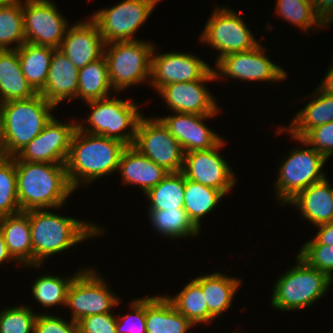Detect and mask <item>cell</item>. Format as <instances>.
<instances>
[{
  "label": "cell",
  "instance_id": "cell-1",
  "mask_svg": "<svg viewBox=\"0 0 333 333\" xmlns=\"http://www.w3.org/2000/svg\"><path fill=\"white\" fill-rule=\"evenodd\" d=\"M16 186L21 211L59 209L74 193L65 164L15 159Z\"/></svg>",
  "mask_w": 333,
  "mask_h": 333
},
{
  "label": "cell",
  "instance_id": "cell-2",
  "mask_svg": "<svg viewBox=\"0 0 333 333\" xmlns=\"http://www.w3.org/2000/svg\"><path fill=\"white\" fill-rule=\"evenodd\" d=\"M29 210L32 241V266L57 253L72 248L85 239L104 234L103 227L78 218L61 216L47 209Z\"/></svg>",
  "mask_w": 333,
  "mask_h": 333
},
{
  "label": "cell",
  "instance_id": "cell-3",
  "mask_svg": "<svg viewBox=\"0 0 333 333\" xmlns=\"http://www.w3.org/2000/svg\"><path fill=\"white\" fill-rule=\"evenodd\" d=\"M127 147L119 140L75 129L66 160V171L72 188L90 184L100 177L118 171L122 152Z\"/></svg>",
  "mask_w": 333,
  "mask_h": 333
},
{
  "label": "cell",
  "instance_id": "cell-4",
  "mask_svg": "<svg viewBox=\"0 0 333 333\" xmlns=\"http://www.w3.org/2000/svg\"><path fill=\"white\" fill-rule=\"evenodd\" d=\"M55 107L39 93L29 99L2 103L0 127L2 155L16 156L54 117L51 111Z\"/></svg>",
  "mask_w": 333,
  "mask_h": 333
},
{
  "label": "cell",
  "instance_id": "cell-5",
  "mask_svg": "<svg viewBox=\"0 0 333 333\" xmlns=\"http://www.w3.org/2000/svg\"><path fill=\"white\" fill-rule=\"evenodd\" d=\"M295 266L288 268L273 285L271 305L278 310L295 311L308 308L330 288V277L310 267L296 256Z\"/></svg>",
  "mask_w": 333,
  "mask_h": 333
},
{
  "label": "cell",
  "instance_id": "cell-6",
  "mask_svg": "<svg viewBox=\"0 0 333 333\" xmlns=\"http://www.w3.org/2000/svg\"><path fill=\"white\" fill-rule=\"evenodd\" d=\"M115 97L87 101L86 105L91 111L89 117L85 119L88 123L85 125L84 120L77 122L76 128L82 132L116 139L131 146L138 123L145 115L140 113L139 106L131 99L123 100ZM127 129L130 130L127 132Z\"/></svg>",
  "mask_w": 333,
  "mask_h": 333
},
{
  "label": "cell",
  "instance_id": "cell-7",
  "mask_svg": "<svg viewBox=\"0 0 333 333\" xmlns=\"http://www.w3.org/2000/svg\"><path fill=\"white\" fill-rule=\"evenodd\" d=\"M155 45L151 41H115L105 43L104 56L112 92L145 82H150L151 56Z\"/></svg>",
  "mask_w": 333,
  "mask_h": 333
},
{
  "label": "cell",
  "instance_id": "cell-8",
  "mask_svg": "<svg viewBox=\"0 0 333 333\" xmlns=\"http://www.w3.org/2000/svg\"><path fill=\"white\" fill-rule=\"evenodd\" d=\"M327 159L313 147L290 151L278 169L275 181L276 199L286 205L303 189L325 178L322 171Z\"/></svg>",
  "mask_w": 333,
  "mask_h": 333
},
{
  "label": "cell",
  "instance_id": "cell-9",
  "mask_svg": "<svg viewBox=\"0 0 333 333\" xmlns=\"http://www.w3.org/2000/svg\"><path fill=\"white\" fill-rule=\"evenodd\" d=\"M246 25L242 16L228 7L219 6L211 12L200 42L220 52L215 64L224 56L251 50L259 44Z\"/></svg>",
  "mask_w": 333,
  "mask_h": 333
},
{
  "label": "cell",
  "instance_id": "cell-10",
  "mask_svg": "<svg viewBox=\"0 0 333 333\" xmlns=\"http://www.w3.org/2000/svg\"><path fill=\"white\" fill-rule=\"evenodd\" d=\"M97 273L92 268H82L71 282L65 306L72 310V321L78 323L90 315L109 313L119 305L120 298Z\"/></svg>",
  "mask_w": 333,
  "mask_h": 333
},
{
  "label": "cell",
  "instance_id": "cell-11",
  "mask_svg": "<svg viewBox=\"0 0 333 333\" xmlns=\"http://www.w3.org/2000/svg\"><path fill=\"white\" fill-rule=\"evenodd\" d=\"M162 0H123L117 5L95 11L96 23L105 43L135 41V32L146 22Z\"/></svg>",
  "mask_w": 333,
  "mask_h": 333
},
{
  "label": "cell",
  "instance_id": "cell-12",
  "mask_svg": "<svg viewBox=\"0 0 333 333\" xmlns=\"http://www.w3.org/2000/svg\"><path fill=\"white\" fill-rule=\"evenodd\" d=\"M132 146L169 173L182 171L185 153L158 117H141Z\"/></svg>",
  "mask_w": 333,
  "mask_h": 333
},
{
  "label": "cell",
  "instance_id": "cell-13",
  "mask_svg": "<svg viewBox=\"0 0 333 333\" xmlns=\"http://www.w3.org/2000/svg\"><path fill=\"white\" fill-rule=\"evenodd\" d=\"M22 12L27 43L59 49L69 27L52 0H24Z\"/></svg>",
  "mask_w": 333,
  "mask_h": 333
},
{
  "label": "cell",
  "instance_id": "cell-14",
  "mask_svg": "<svg viewBox=\"0 0 333 333\" xmlns=\"http://www.w3.org/2000/svg\"><path fill=\"white\" fill-rule=\"evenodd\" d=\"M264 51L259 43L251 50L222 57L214 68L216 79H222L221 74L240 81L277 82L286 79V71L271 61Z\"/></svg>",
  "mask_w": 333,
  "mask_h": 333
},
{
  "label": "cell",
  "instance_id": "cell-15",
  "mask_svg": "<svg viewBox=\"0 0 333 333\" xmlns=\"http://www.w3.org/2000/svg\"><path fill=\"white\" fill-rule=\"evenodd\" d=\"M226 140L207 150L185 153L182 173L186 179L220 190L224 195L235 186L237 178L218 151ZM236 178V179H235Z\"/></svg>",
  "mask_w": 333,
  "mask_h": 333
},
{
  "label": "cell",
  "instance_id": "cell-16",
  "mask_svg": "<svg viewBox=\"0 0 333 333\" xmlns=\"http://www.w3.org/2000/svg\"><path fill=\"white\" fill-rule=\"evenodd\" d=\"M75 121L63 123L53 117L41 133L14 158L27 162L66 164L71 138L76 129Z\"/></svg>",
  "mask_w": 333,
  "mask_h": 333
},
{
  "label": "cell",
  "instance_id": "cell-17",
  "mask_svg": "<svg viewBox=\"0 0 333 333\" xmlns=\"http://www.w3.org/2000/svg\"><path fill=\"white\" fill-rule=\"evenodd\" d=\"M212 80H217L213 68L199 80L167 84L157 92L173 112L210 115L219 112L215 97L204 86Z\"/></svg>",
  "mask_w": 333,
  "mask_h": 333
},
{
  "label": "cell",
  "instance_id": "cell-18",
  "mask_svg": "<svg viewBox=\"0 0 333 333\" xmlns=\"http://www.w3.org/2000/svg\"><path fill=\"white\" fill-rule=\"evenodd\" d=\"M151 56V87L158 91L171 83L191 82L201 79L212 67L191 53L169 52Z\"/></svg>",
  "mask_w": 333,
  "mask_h": 333
},
{
  "label": "cell",
  "instance_id": "cell-19",
  "mask_svg": "<svg viewBox=\"0 0 333 333\" xmlns=\"http://www.w3.org/2000/svg\"><path fill=\"white\" fill-rule=\"evenodd\" d=\"M217 114L198 115L175 112L173 115L158 118L168 128L169 133L178 140L184 153H187L213 148L223 140V137L203 123L205 119H211Z\"/></svg>",
  "mask_w": 333,
  "mask_h": 333
},
{
  "label": "cell",
  "instance_id": "cell-20",
  "mask_svg": "<svg viewBox=\"0 0 333 333\" xmlns=\"http://www.w3.org/2000/svg\"><path fill=\"white\" fill-rule=\"evenodd\" d=\"M105 42L96 23L89 18L69 26L59 50L62 51L78 69L104 55Z\"/></svg>",
  "mask_w": 333,
  "mask_h": 333
},
{
  "label": "cell",
  "instance_id": "cell-21",
  "mask_svg": "<svg viewBox=\"0 0 333 333\" xmlns=\"http://www.w3.org/2000/svg\"><path fill=\"white\" fill-rule=\"evenodd\" d=\"M79 69L59 49L52 54L48 77L39 93L46 101L58 106L63 101L74 100L78 92Z\"/></svg>",
  "mask_w": 333,
  "mask_h": 333
},
{
  "label": "cell",
  "instance_id": "cell-22",
  "mask_svg": "<svg viewBox=\"0 0 333 333\" xmlns=\"http://www.w3.org/2000/svg\"><path fill=\"white\" fill-rule=\"evenodd\" d=\"M118 170L123 184L138 185L144 194L169 174L132 145L127 146L122 152Z\"/></svg>",
  "mask_w": 333,
  "mask_h": 333
},
{
  "label": "cell",
  "instance_id": "cell-23",
  "mask_svg": "<svg viewBox=\"0 0 333 333\" xmlns=\"http://www.w3.org/2000/svg\"><path fill=\"white\" fill-rule=\"evenodd\" d=\"M288 204L300 210L315 227L333 221V193L326 177L303 189Z\"/></svg>",
  "mask_w": 333,
  "mask_h": 333
},
{
  "label": "cell",
  "instance_id": "cell-24",
  "mask_svg": "<svg viewBox=\"0 0 333 333\" xmlns=\"http://www.w3.org/2000/svg\"><path fill=\"white\" fill-rule=\"evenodd\" d=\"M0 232L12 257L19 264L32 267V241L29 211L0 217Z\"/></svg>",
  "mask_w": 333,
  "mask_h": 333
},
{
  "label": "cell",
  "instance_id": "cell-25",
  "mask_svg": "<svg viewBox=\"0 0 333 333\" xmlns=\"http://www.w3.org/2000/svg\"><path fill=\"white\" fill-rule=\"evenodd\" d=\"M312 99L300 110L288 127H282L276 132L283 131L290 133V136L303 138L312 128L330 123L333 121V95L315 90Z\"/></svg>",
  "mask_w": 333,
  "mask_h": 333
},
{
  "label": "cell",
  "instance_id": "cell-26",
  "mask_svg": "<svg viewBox=\"0 0 333 333\" xmlns=\"http://www.w3.org/2000/svg\"><path fill=\"white\" fill-rule=\"evenodd\" d=\"M194 325L177 311L166 296H146L147 333H187Z\"/></svg>",
  "mask_w": 333,
  "mask_h": 333
},
{
  "label": "cell",
  "instance_id": "cell-27",
  "mask_svg": "<svg viewBox=\"0 0 333 333\" xmlns=\"http://www.w3.org/2000/svg\"><path fill=\"white\" fill-rule=\"evenodd\" d=\"M201 287L208 312L216 319L232 306V301L242 284L240 278L220 272L193 278Z\"/></svg>",
  "mask_w": 333,
  "mask_h": 333
},
{
  "label": "cell",
  "instance_id": "cell-28",
  "mask_svg": "<svg viewBox=\"0 0 333 333\" xmlns=\"http://www.w3.org/2000/svg\"><path fill=\"white\" fill-rule=\"evenodd\" d=\"M37 93L24 77L17 50H0V100L29 99Z\"/></svg>",
  "mask_w": 333,
  "mask_h": 333
},
{
  "label": "cell",
  "instance_id": "cell-29",
  "mask_svg": "<svg viewBox=\"0 0 333 333\" xmlns=\"http://www.w3.org/2000/svg\"><path fill=\"white\" fill-rule=\"evenodd\" d=\"M16 50L24 77L32 89L40 93L46 84L55 49L25 42Z\"/></svg>",
  "mask_w": 333,
  "mask_h": 333
},
{
  "label": "cell",
  "instance_id": "cell-30",
  "mask_svg": "<svg viewBox=\"0 0 333 333\" xmlns=\"http://www.w3.org/2000/svg\"><path fill=\"white\" fill-rule=\"evenodd\" d=\"M224 194L213 187L185 178L184 210L194 226L201 231V220L216 208Z\"/></svg>",
  "mask_w": 333,
  "mask_h": 333
},
{
  "label": "cell",
  "instance_id": "cell-31",
  "mask_svg": "<svg viewBox=\"0 0 333 333\" xmlns=\"http://www.w3.org/2000/svg\"><path fill=\"white\" fill-rule=\"evenodd\" d=\"M113 89L108 76V66L105 56L79 69L77 99L83 102L110 97Z\"/></svg>",
  "mask_w": 333,
  "mask_h": 333
},
{
  "label": "cell",
  "instance_id": "cell-32",
  "mask_svg": "<svg viewBox=\"0 0 333 333\" xmlns=\"http://www.w3.org/2000/svg\"><path fill=\"white\" fill-rule=\"evenodd\" d=\"M185 176L182 172L169 173L146 194L149 210L184 209Z\"/></svg>",
  "mask_w": 333,
  "mask_h": 333
},
{
  "label": "cell",
  "instance_id": "cell-33",
  "mask_svg": "<svg viewBox=\"0 0 333 333\" xmlns=\"http://www.w3.org/2000/svg\"><path fill=\"white\" fill-rule=\"evenodd\" d=\"M173 307L194 326L212 322L215 318L208 312L202 287L193 279L175 296H166Z\"/></svg>",
  "mask_w": 333,
  "mask_h": 333
},
{
  "label": "cell",
  "instance_id": "cell-34",
  "mask_svg": "<svg viewBox=\"0 0 333 333\" xmlns=\"http://www.w3.org/2000/svg\"><path fill=\"white\" fill-rule=\"evenodd\" d=\"M25 42L22 0L0 3V50H15Z\"/></svg>",
  "mask_w": 333,
  "mask_h": 333
},
{
  "label": "cell",
  "instance_id": "cell-35",
  "mask_svg": "<svg viewBox=\"0 0 333 333\" xmlns=\"http://www.w3.org/2000/svg\"><path fill=\"white\" fill-rule=\"evenodd\" d=\"M148 213L152 226L161 236L176 239L186 238L189 235L196 236L200 233L184 209L148 210Z\"/></svg>",
  "mask_w": 333,
  "mask_h": 333
},
{
  "label": "cell",
  "instance_id": "cell-36",
  "mask_svg": "<svg viewBox=\"0 0 333 333\" xmlns=\"http://www.w3.org/2000/svg\"><path fill=\"white\" fill-rule=\"evenodd\" d=\"M79 269L69 278H61L56 275H42L33 282L31 291L37 303L42 307L66 305L67 291L74 277L80 272Z\"/></svg>",
  "mask_w": 333,
  "mask_h": 333
},
{
  "label": "cell",
  "instance_id": "cell-37",
  "mask_svg": "<svg viewBox=\"0 0 333 333\" xmlns=\"http://www.w3.org/2000/svg\"><path fill=\"white\" fill-rule=\"evenodd\" d=\"M275 12L304 33L315 26L316 29L327 26L315 13L311 0H276Z\"/></svg>",
  "mask_w": 333,
  "mask_h": 333
},
{
  "label": "cell",
  "instance_id": "cell-38",
  "mask_svg": "<svg viewBox=\"0 0 333 333\" xmlns=\"http://www.w3.org/2000/svg\"><path fill=\"white\" fill-rule=\"evenodd\" d=\"M21 212L16 186V163L14 157L0 159V217Z\"/></svg>",
  "mask_w": 333,
  "mask_h": 333
},
{
  "label": "cell",
  "instance_id": "cell-39",
  "mask_svg": "<svg viewBox=\"0 0 333 333\" xmlns=\"http://www.w3.org/2000/svg\"><path fill=\"white\" fill-rule=\"evenodd\" d=\"M36 317L29 306L6 307L0 312V333H34Z\"/></svg>",
  "mask_w": 333,
  "mask_h": 333
},
{
  "label": "cell",
  "instance_id": "cell-40",
  "mask_svg": "<svg viewBox=\"0 0 333 333\" xmlns=\"http://www.w3.org/2000/svg\"><path fill=\"white\" fill-rule=\"evenodd\" d=\"M300 248L297 255L310 267L333 277V245L303 244Z\"/></svg>",
  "mask_w": 333,
  "mask_h": 333
},
{
  "label": "cell",
  "instance_id": "cell-41",
  "mask_svg": "<svg viewBox=\"0 0 333 333\" xmlns=\"http://www.w3.org/2000/svg\"><path fill=\"white\" fill-rule=\"evenodd\" d=\"M131 314L116 316L117 333H147L146 332V297L131 301Z\"/></svg>",
  "mask_w": 333,
  "mask_h": 333
},
{
  "label": "cell",
  "instance_id": "cell-42",
  "mask_svg": "<svg viewBox=\"0 0 333 333\" xmlns=\"http://www.w3.org/2000/svg\"><path fill=\"white\" fill-rule=\"evenodd\" d=\"M291 137L304 146L313 147L326 159L333 154V121L312 128L303 138Z\"/></svg>",
  "mask_w": 333,
  "mask_h": 333
},
{
  "label": "cell",
  "instance_id": "cell-43",
  "mask_svg": "<svg viewBox=\"0 0 333 333\" xmlns=\"http://www.w3.org/2000/svg\"><path fill=\"white\" fill-rule=\"evenodd\" d=\"M66 321L58 315L37 313L34 333H78V323Z\"/></svg>",
  "mask_w": 333,
  "mask_h": 333
},
{
  "label": "cell",
  "instance_id": "cell-44",
  "mask_svg": "<svg viewBox=\"0 0 333 333\" xmlns=\"http://www.w3.org/2000/svg\"><path fill=\"white\" fill-rule=\"evenodd\" d=\"M78 333H117L113 312L90 315L78 322Z\"/></svg>",
  "mask_w": 333,
  "mask_h": 333
},
{
  "label": "cell",
  "instance_id": "cell-45",
  "mask_svg": "<svg viewBox=\"0 0 333 333\" xmlns=\"http://www.w3.org/2000/svg\"><path fill=\"white\" fill-rule=\"evenodd\" d=\"M317 16L327 26L333 24V0H311Z\"/></svg>",
  "mask_w": 333,
  "mask_h": 333
},
{
  "label": "cell",
  "instance_id": "cell-46",
  "mask_svg": "<svg viewBox=\"0 0 333 333\" xmlns=\"http://www.w3.org/2000/svg\"><path fill=\"white\" fill-rule=\"evenodd\" d=\"M316 228H318L316 235L304 244L333 245V221L316 226Z\"/></svg>",
  "mask_w": 333,
  "mask_h": 333
},
{
  "label": "cell",
  "instance_id": "cell-47",
  "mask_svg": "<svg viewBox=\"0 0 333 333\" xmlns=\"http://www.w3.org/2000/svg\"><path fill=\"white\" fill-rule=\"evenodd\" d=\"M326 76L323 81L320 82L318 90L326 94L333 95V65L327 69Z\"/></svg>",
  "mask_w": 333,
  "mask_h": 333
},
{
  "label": "cell",
  "instance_id": "cell-48",
  "mask_svg": "<svg viewBox=\"0 0 333 333\" xmlns=\"http://www.w3.org/2000/svg\"><path fill=\"white\" fill-rule=\"evenodd\" d=\"M16 261L12 255L10 254L8 247L4 241V237L2 233L0 232V265L4 263L5 261Z\"/></svg>",
  "mask_w": 333,
  "mask_h": 333
},
{
  "label": "cell",
  "instance_id": "cell-49",
  "mask_svg": "<svg viewBox=\"0 0 333 333\" xmlns=\"http://www.w3.org/2000/svg\"><path fill=\"white\" fill-rule=\"evenodd\" d=\"M1 106H2V102L0 100V127H1Z\"/></svg>",
  "mask_w": 333,
  "mask_h": 333
},
{
  "label": "cell",
  "instance_id": "cell-50",
  "mask_svg": "<svg viewBox=\"0 0 333 333\" xmlns=\"http://www.w3.org/2000/svg\"><path fill=\"white\" fill-rule=\"evenodd\" d=\"M8 1H11V0H0V3H5V2H8Z\"/></svg>",
  "mask_w": 333,
  "mask_h": 333
},
{
  "label": "cell",
  "instance_id": "cell-51",
  "mask_svg": "<svg viewBox=\"0 0 333 333\" xmlns=\"http://www.w3.org/2000/svg\"><path fill=\"white\" fill-rule=\"evenodd\" d=\"M332 281H333V277H330V284H332Z\"/></svg>",
  "mask_w": 333,
  "mask_h": 333
},
{
  "label": "cell",
  "instance_id": "cell-52",
  "mask_svg": "<svg viewBox=\"0 0 333 333\" xmlns=\"http://www.w3.org/2000/svg\"><path fill=\"white\" fill-rule=\"evenodd\" d=\"M2 156H3V155H2V152H1V148H0V159H1Z\"/></svg>",
  "mask_w": 333,
  "mask_h": 333
}]
</instances>
